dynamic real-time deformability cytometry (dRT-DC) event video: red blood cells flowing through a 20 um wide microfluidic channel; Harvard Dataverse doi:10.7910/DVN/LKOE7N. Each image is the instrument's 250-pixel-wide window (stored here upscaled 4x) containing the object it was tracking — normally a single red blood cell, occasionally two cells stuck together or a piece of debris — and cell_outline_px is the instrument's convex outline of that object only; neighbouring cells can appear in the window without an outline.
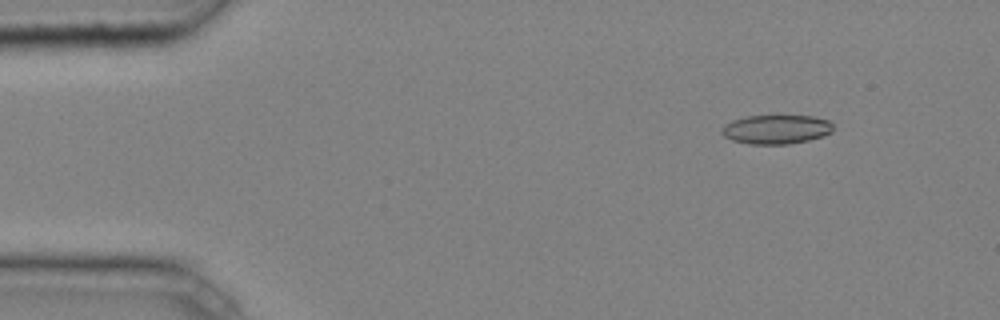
{"species": "common noctule bat (a hibernating species)", "species_latin": "Nyctalus noctula", "temperature_condition": "cold", "stored_images_in_passage": 5, "camera_frame_rate_fps": 3000, "um_per_image_px": 0.085, "animal": {"sex": "male", "body_mass_g": 20.4}, "frame": {"image": 1, "passage_image": 2, "time_ms": 0.333, "image_size_px": [1000, 320], "cell_outline_px": [[832, 132], [824, 136], [808, 140], [788, 144], [748, 144], [732, 140], [724, 136], [720, 132], [720, 128], [724, 124], [732, 120], [744, 116], [812, 116], [828, 120], [832, 124]], "centroid_in_image_um": [65.94, 11.0], "position_along_channel_um": 19.1, "area_um2": 19.02}}
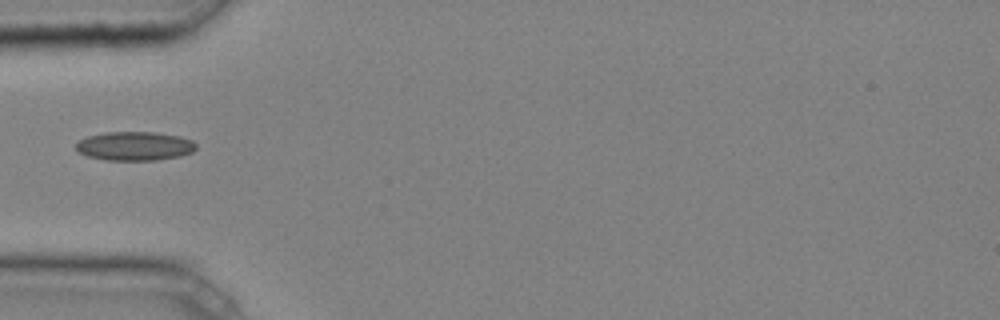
{"frame": {"image": 2, "passage_image": 5, "time_ms": 1.333, "image_size_px": [1000, 320], "cell_outline_px": [[196, 148], [192, 152], [180, 156], [156, 160], [104, 160], [88, 156], [80, 152], [76, 148], [76, 144], [80, 140], [88, 136], [108, 132], [156, 132], [180, 136], [192, 140], [196, 144]], "centroid_in_image_um": [11.48, 12.41], "position_along_channel_um": 73.5, "area_um2": 20.17}}